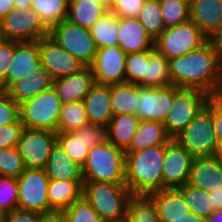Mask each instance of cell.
<instances>
[{"label":"cell","mask_w":222,"mask_h":222,"mask_svg":"<svg viewBox=\"0 0 222 222\" xmlns=\"http://www.w3.org/2000/svg\"><path fill=\"white\" fill-rule=\"evenodd\" d=\"M220 57L207 42L201 48L169 60L172 85L213 96L219 78Z\"/></svg>","instance_id":"obj_1"},{"label":"cell","mask_w":222,"mask_h":222,"mask_svg":"<svg viewBox=\"0 0 222 222\" xmlns=\"http://www.w3.org/2000/svg\"><path fill=\"white\" fill-rule=\"evenodd\" d=\"M166 144L125 152V185L132 195H150L163 189Z\"/></svg>","instance_id":"obj_2"},{"label":"cell","mask_w":222,"mask_h":222,"mask_svg":"<svg viewBox=\"0 0 222 222\" xmlns=\"http://www.w3.org/2000/svg\"><path fill=\"white\" fill-rule=\"evenodd\" d=\"M83 197L105 222H123L130 198L125 184L83 181Z\"/></svg>","instance_id":"obj_3"},{"label":"cell","mask_w":222,"mask_h":222,"mask_svg":"<svg viewBox=\"0 0 222 222\" xmlns=\"http://www.w3.org/2000/svg\"><path fill=\"white\" fill-rule=\"evenodd\" d=\"M125 151L108 141L92 147L83 164V181L125 184Z\"/></svg>","instance_id":"obj_4"},{"label":"cell","mask_w":222,"mask_h":222,"mask_svg":"<svg viewBox=\"0 0 222 222\" xmlns=\"http://www.w3.org/2000/svg\"><path fill=\"white\" fill-rule=\"evenodd\" d=\"M62 105V101L52 86L20 104V120L26 129L57 133Z\"/></svg>","instance_id":"obj_5"},{"label":"cell","mask_w":222,"mask_h":222,"mask_svg":"<svg viewBox=\"0 0 222 222\" xmlns=\"http://www.w3.org/2000/svg\"><path fill=\"white\" fill-rule=\"evenodd\" d=\"M193 158L214 154L217 140L211 114V97L192 122L174 138Z\"/></svg>","instance_id":"obj_6"},{"label":"cell","mask_w":222,"mask_h":222,"mask_svg":"<svg viewBox=\"0 0 222 222\" xmlns=\"http://www.w3.org/2000/svg\"><path fill=\"white\" fill-rule=\"evenodd\" d=\"M207 43V36L188 20L174 27L165 28L154 40V47L168 60L195 51Z\"/></svg>","instance_id":"obj_7"},{"label":"cell","mask_w":222,"mask_h":222,"mask_svg":"<svg viewBox=\"0 0 222 222\" xmlns=\"http://www.w3.org/2000/svg\"><path fill=\"white\" fill-rule=\"evenodd\" d=\"M49 36V28L32 8H14L0 20V38L39 41Z\"/></svg>","instance_id":"obj_8"},{"label":"cell","mask_w":222,"mask_h":222,"mask_svg":"<svg viewBox=\"0 0 222 222\" xmlns=\"http://www.w3.org/2000/svg\"><path fill=\"white\" fill-rule=\"evenodd\" d=\"M49 37L85 66L94 62L97 46L89 29L62 20L49 29Z\"/></svg>","instance_id":"obj_9"},{"label":"cell","mask_w":222,"mask_h":222,"mask_svg":"<svg viewBox=\"0 0 222 222\" xmlns=\"http://www.w3.org/2000/svg\"><path fill=\"white\" fill-rule=\"evenodd\" d=\"M210 98L204 91L175 86V101L163 123L167 134L176 138L196 117Z\"/></svg>","instance_id":"obj_10"},{"label":"cell","mask_w":222,"mask_h":222,"mask_svg":"<svg viewBox=\"0 0 222 222\" xmlns=\"http://www.w3.org/2000/svg\"><path fill=\"white\" fill-rule=\"evenodd\" d=\"M49 180L44 169L26 168L17 178L18 209L55 214L48 203Z\"/></svg>","instance_id":"obj_11"},{"label":"cell","mask_w":222,"mask_h":222,"mask_svg":"<svg viewBox=\"0 0 222 222\" xmlns=\"http://www.w3.org/2000/svg\"><path fill=\"white\" fill-rule=\"evenodd\" d=\"M56 141L55 132L24 128L16 149L26 168L44 169Z\"/></svg>","instance_id":"obj_12"},{"label":"cell","mask_w":222,"mask_h":222,"mask_svg":"<svg viewBox=\"0 0 222 222\" xmlns=\"http://www.w3.org/2000/svg\"><path fill=\"white\" fill-rule=\"evenodd\" d=\"M138 100L134 115L140 121H158L164 123L175 101V86H139Z\"/></svg>","instance_id":"obj_13"},{"label":"cell","mask_w":222,"mask_h":222,"mask_svg":"<svg viewBox=\"0 0 222 222\" xmlns=\"http://www.w3.org/2000/svg\"><path fill=\"white\" fill-rule=\"evenodd\" d=\"M126 53L118 46L97 49L94 62L90 66L97 84L126 83Z\"/></svg>","instance_id":"obj_14"},{"label":"cell","mask_w":222,"mask_h":222,"mask_svg":"<svg viewBox=\"0 0 222 222\" xmlns=\"http://www.w3.org/2000/svg\"><path fill=\"white\" fill-rule=\"evenodd\" d=\"M41 66L55 80L79 72L85 65L49 36L39 40Z\"/></svg>","instance_id":"obj_15"},{"label":"cell","mask_w":222,"mask_h":222,"mask_svg":"<svg viewBox=\"0 0 222 222\" xmlns=\"http://www.w3.org/2000/svg\"><path fill=\"white\" fill-rule=\"evenodd\" d=\"M193 156L176 140L166 144L162 176L163 189H177L188 183Z\"/></svg>","instance_id":"obj_16"},{"label":"cell","mask_w":222,"mask_h":222,"mask_svg":"<svg viewBox=\"0 0 222 222\" xmlns=\"http://www.w3.org/2000/svg\"><path fill=\"white\" fill-rule=\"evenodd\" d=\"M40 67L39 41L14 40V57L6 78L0 83V89L6 91L13 83Z\"/></svg>","instance_id":"obj_17"},{"label":"cell","mask_w":222,"mask_h":222,"mask_svg":"<svg viewBox=\"0 0 222 222\" xmlns=\"http://www.w3.org/2000/svg\"><path fill=\"white\" fill-rule=\"evenodd\" d=\"M94 84L95 80L90 66H85L79 72L53 81V87L63 104L83 101Z\"/></svg>","instance_id":"obj_18"},{"label":"cell","mask_w":222,"mask_h":222,"mask_svg":"<svg viewBox=\"0 0 222 222\" xmlns=\"http://www.w3.org/2000/svg\"><path fill=\"white\" fill-rule=\"evenodd\" d=\"M126 54L151 50L154 40L146 32L138 18L120 17L118 29V44Z\"/></svg>","instance_id":"obj_19"},{"label":"cell","mask_w":222,"mask_h":222,"mask_svg":"<svg viewBox=\"0 0 222 222\" xmlns=\"http://www.w3.org/2000/svg\"><path fill=\"white\" fill-rule=\"evenodd\" d=\"M188 183L205 191L222 188V161L215 155L192 161Z\"/></svg>","instance_id":"obj_20"},{"label":"cell","mask_w":222,"mask_h":222,"mask_svg":"<svg viewBox=\"0 0 222 222\" xmlns=\"http://www.w3.org/2000/svg\"><path fill=\"white\" fill-rule=\"evenodd\" d=\"M89 123L107 126L113 117L111 85L95 83L83 98Z\"/></svg>","instance_id":"obj_21"},{"label":"cell","mask_w":222,"mask_h":222,"mask_svg":"<svg viewBox=\"0 0 222 222\" xmlns=\"http://www.w3.org/2000/svg\"><path fill=\"white\" fill-rule=\"evenodd\" d=\"M53 81L51 75L41 66L13 83L6 91L10 98L20 105L52 87Z\"/></svg>","instance_id":"obj_22"},{"label":"cell","mask_w":222,"mask_h":222,"mask_svg":"<svg viewBox=\"0 0 222 222\" xmlns=\"http://www.w3.org/2000/svg\"><path fill=\"white\" fill-rule=\"evenodd\" d=\"M190 20L208 37L222 21V0H189Z\"/></svg>","instance_id":"obj_23"},{"label":"cell","mask_w":222,"mask_h":222,"mask_svg":"<svg viewBox=\"0 0 222 222\" xmlns=\"http://www.w3.org/2000/svg\"><path fill=\"white\" fill-rule=\"evenodd\" d=\"M83 180H49L47 189L49 206L61 213L83 197Z\"/></svg>","instance_id":"obj_24"},{"label":"cell","mask_w":222,"mask_h":222,"mask_svg":"<svg viewBox=\"0 0 222 222\" xmlns=\"http://www.w3.org/2000/svg\"><path fill=\"white\" fill-rule=\"evenodd\" d=\"M155 203L159 222H172L190 211L177 189H161L148 195Z\"/></svg>","instance_id":"obj_25"},{"label":"cell","mask_w":222,"mask_h":222,"mask_svg":"<svg viewBox=\"0 0 222 222\" xmlns=\"http://www.w3.org/2000/svg\"><path fill=\"white\" fill-rule=\"evenodd\" d=\"M44 170L49 179L83 180L81 167L71 161L58 141L52 146Z\"/></svg>","instance_id":"obj_26"},{"label":"cell","mask_w":222,"mask_h":222,"mask_svg":"<svg viewBox=\"0 0 222 222\" xmlns=\"http://www.w3.org/2000/svg\"><path fill=\"white\" fill-rule=\"evenodd\" d=\"M171 139L162 122L140 121L130 146L125 152L142 151L153 146L167 144Z\"/></svg>","instance_id":"obj_27"},{"label":"cell","mask_w":222,"mask_h":222,"mask_svg":"<svg viewBox=\"0 0 222 222\" xmlns=\"http://www.w3.org/2000/svg\"><path fill=\"white\" fill-rule=\"evenodd\" d=\"M140 119L134 114L114 115L106 126L107 141L126 151L137 131Z\"/></svg>","instance_id":"obj_28"},{"label":"cell","mask_w":222,"mask_h":222,"mask_svg":"<svg viewBox=\"0 0 222 222\" xmlns=\"http://www.w3.org/2000/svg\"><path fill=\"white\" fill-rule=\"evenodd\" d=\"M108 10L96 0H69L65 20L89 29Z\"/></svg>","instance_id":"obj_29"},{"label":"cell","mask_w":222,"mask_h":222,"mask_svg":"<svg viewBox=\"0 0 222 222\" xmlns=\"http://www.w3.org/2000/svg\"><path fill=\"white\" fill-rule=\"evenodd\" d=\"M172 86L169 60L155 47L149 50L144 74V87Z\"/></svg>","instance_id":"obj_30"},{"label":"cell","mask_w":222,"mask_h":222,"mask_svg":"<svg viewBox=\"0 0 222 222\" xmlns=\"http://www.w3.org/2000/svg\"><path fill=\"white\" fill-rule=\"evenodd\" d=\"M139 85L133 83L111 84V107L113 116L135 114Z\"/></svg>","instance_id":"obj_31"},{"label":"cell","mask_w":222,"mask_h":222,"mask_svg":"<svg viewBox=\"0 0 222 222\" xmlns=\"http://www.w3.org/2000/svg\"><path fill=\"white\" fill-rule=\"evenodd\" d=\"M119 16L108 10L89 28L97 49L118 44Z\"/></svg>","instance_id":"obj_32"},{"label":"cell","mask_w":222,"mask_h":222,"mask_svg":"<svg viewBox=\"0 0 222 222\" xmlns=\"http://www.w3.org/2000/svg\"><path fill=\"white\" fill-rule=\"evenodd\" d=\"M87 123L88 117L82 101L63 104L59 113L57 133L74 132Z\"/></svg>","instance_id":"obj_33"},{"label":"cell","mask_w":222,"mask_h":222,"mask_svg":"<svg viewBox=\"0 0 222 222\" xmlns=\"http://www.w3.org/2000/svg\"><path fill=\"white\" fill-rule=\"evenodd\" d=\"M123 222H159L154 201L147 195H133Z\"/></svg>","instance_id":"obj_34"},{"label":"cell","mask_w":222,"mask_h":222,"mask_svg":"<svg viewBox=\"0 0 222 222\" xmlns=\"http://www.w3.org/2000/svg\"><path fill=\"white\" fill-rule=\"evenodd\" d=\"M192 213L206 219L215 209L209 192L189 183L177 188Z\"/></svg>","instance_id":"obj_35"},{"label":"cell","mask_w":222,"mask_h":222,"mask_svg":"<svg viewBox=\"0 0 222 222\" xmlns=\"http://www.w3.org/2000/svg\"><path fill=\"white\" fill-rule=\"evenodd\" d=\"M69 0H31V8L36 10L50 29L66 19Z\"/></svg>","instance_id":"obj_36"},{"label":"cell","mask_w":222,"mask_h":222,"mask_svg":"<svg viewBox=\"0 0 222 222\" xmlns=\"http://www.w3.org/2000/svg\"><path fill=\"white\" fill-rule=\"evenodd\" d=\"M56 136L71 161L82 168L91 149L84 140V133H56Z\"/></svg>","instance_id":"obj_37"},{"label":"cell","mask_w":222,"mask_h":222,"mask_svg":"<svg viewBox=\"0 0 222 222\" xmlns=\"http://www.w3.org/2000/svg\"><path fill=\"white\" fill-rule=\"evenodd\" d=\"M137 18L153 40L165 29L160 0H145Z\"/></svg>","instance_id":"obj_38"},{"label":"cell","mask_w":222,"mask_h":222,"mask_svg":"<svg viewBox=\"0 0 222 222\" xmlns=\"http://www.w3.org/2000/svg\"><path fill=\"white\" fill-rule=\"evenodd\" d=\"M165 28L190 20L189 0H160Z\"/></svg>","instance_id":"obj_39"},{"label":"cell","mask_w":222,"mask_h":222,"mask_svg":"<svg viewBox=\"0 0 222 222\" xmlns=\"http://www.w3.org/2000/svg\"><path fill=\"white\" fill-rule=\"evenodd\" d=\"M60 214L65 222H105L84 197L73 202Z\"/></svg>","instance_id":"obj_40"},{"label":"cell","mask_w":222,"mask_h":222,"mask_svg":"<svg viewBox=\"0 0 222 222\" xmlns=\"http://www.w3.org/2000/svg\"><path fill=\"white\" fill-rule=\"evenodd\" d=\"M149 50L126 54V83H133L144 87V74Z\"/></svg>","instance_id":"obj_41"},{"label":"cell","mask_w":222,"mask_h":222,"mask_svg":"<svg viewBox=\"0 0 222 222\" xmlns=\"http://www.w3.org/2000/svg\"><path fill=\"white\" fill-rule=\"evenodd\" d=\"M26 169L16 147L0 149V176L18 178Z\"/></svg>","instance_id":"obj_42"},{"label":"cell","mask_w":222,"mask_h":222,"mask_svg":"<svg viewBox=\"0 0 222 222\" xmlns=\"http://www.w3.org/2000/svg\"><path fill=\"white\" fill-rule=\"evenodd\" d=\"M0 208L5 212L18 208V185L16 178L0 176Z\"/></svg>","instance_id":"obj_43"},{"label":"cell","mask_w":222,"mask_h":222,"mask_svg":"<svg viewBox=\"0 0 222 222\" xmlns=\"http://www.w3.org/2000/svg\"><path fill=\"white\" fill-rule=\"evenodd\" d=\"M20 120V105L15 103L7 93L0 89V127Z\"/></svg>","instance_id":"obj_44"},{"label":"cell","mask_w":222,"mask_h":222,"mask_svg":"<svg viewBox=\"0 0 222 222\" xmlns=\"http://www.w3.org/2000/svg\"><path fill=\"white\" fill-rule=\"evenodd\" d=\"M145 0H111L109 10L120 17L137 18Z\"/></svg>","instance_id":"obj_45"},{"label":"cell","mask_w":222,"mask_h":222,"mask_svg":"<svg viewBox=\"0 0 222 222\" xmlns=\"http://www.w3.org/2000/svg\"><path fill=\"white\" fill-rule=\"evenodd\" d=\"M23 129L21 120L0 127V149L16 147Z\"/></svg>","instance_id":"obj_46"},{"label":"cell","mask_w":222,"mask_h":222,"mask_svg":"<svg viewBox=\"0 0 222 222\" xmlns=\"http://www.w3.org/2000/svg\"><path fill=\"white\" fill-rule=\"evenodd\" d=\"M74 133H84L85 142L92 148L107 141L106 126L87 123Z\"/></svg>","instance_id":"obj_47"},{"label":"cell","mask_w":222,"mask_h":222,"mask_svg":"<svg viewBox=\"0 0 222 222\" xmlns=\"http://www.w3.org/2000/svg\"><path fill=\"white\" fill-rule=\"evenodd\" d=\"M48 216L49 215L41 212L21 210L17 208L5 213L4 222H44Z\"/></svg>","instance_id":"obj_48"},{"label":"cell","mask_w":222,"mask_h":222,"mask_svg":"<svg viewBox=\"0 0 222 222\" xmlns=\"http://www.w3.org/2000/svg\"><path fill=\"white\" fill-rule=\"evenodd\" d=\"M14 57V40L0 38V83L6 78Z\"/></svg>","instance_id":"obj_49"},{"label":"cell","mask_w":222,"mask_h":222,"mask_svg":"<svg viewBox=\"0 0 222 222\" xmlns=\"http://www.w3.org/2000/svg\"><path fill=\"white\" fill-rule=\"evenodd\" d=\"M211 114L216 139H222V100L211 96Z\"/></svg>","instance_id":"obj_50"},{"label":"cell","mask_w":222,"mask_h":222,"mask_svg":"<svg viewBox=\"0 0 222 222\" xmlns=\"http://www.w3.org/2000/svg\"><path fill=\"white\" fill-rule=\"evenodd\" d=\"M207 42L211 45L213 50L218 54V56L222 57V21L217 26V28L210 33L207 37Z\"/></svg>","instance_id":"obj_51"},{"label":"cell","mask_w":222,"mask_h":222,"mask_svg":"<svg viewBox=\"0 0 222 222\" xmlns=\"http://www.w3.org/2000/svg\"><path fill=\"white\" fill-rule=\"evenodd\" d=\"M209 196H211L214 209H222V188L217 190H210Z\"/></svg>","instance_id":"obj_52"},{"label":"cell","mask_w":222,"mask_h":222,"mask_svg":"<svg viewBox=\"0 0 222 222\" xmlns=\"http://www.w3.org/2000/svg\"><path fill=\"white\" fill-rule=\"evenodd\" d=\"M172 222H205V219L189 211L185 216L172 220Z\"/></svg>","instance_id":"obj_53"},{"label":"cell","mask_w":222,"mask_h":222,"mask_svg":"<svg viewBox=\"0 0 222 222\" xmlns=\"http://www.w3.org/2000/svg\"><path fill=\"white\" fill-rule=\"evenodd\" d=\"M14 9L13 0H0V20Z\"/></svg>","instance_id":"obj_54"},{"label":"cell","mask_w":222,"mask_h":222,"mask_svg":"<svg viewBox=\"0 0 222 222\" xmlns=\"http://www.w3.org/2000/svg\"><path fill=\"white\" fill-rule=\"evenodd\" d=\"M216 99L222 100V57L219 60V78L216 89L214 91L213 96Z\"/></svg>","instance_id":"obj_55"},{"label":"cell","mask_w":222,"mask_h":222,"mask_svg":"<svg viewBox=\"0 0 222 222\" xmlns=\"http://www.w3.org/2000/svg\"><path fill=\"white\" fill-rule=\"evenodd\" d=\"M205 222H222V209L214 210L206 219Z\"/></svg>","instance_id":"obj_56"},{"label":"cell","mask_w":222,"mask_h":222,"mask_svg":"<svg viewBox=\"0 0 222 222\" xmlns=\"http://www.w3.org/2000/svg\"><path fill=\"white\" fill-rule=\"evenodd\" d=\"M14 8H31V0H13Z\"/></svg>","instance_id":"obj_57"},{"label":"cell","mask_w":222,"mask_h":222,"mask_svg":"<svg viewBox=\"0 0 222 222\" xmlns=\"http://www.w3.org/2000/svg\"><path fill=\"white\" fill-rule=\"evenodd\" d=\"M44 222H65V220L60 213H55L49 215Z\"/></svg>","instance_id":"obj_58"},{"label":"cell","mask_w":222,"mask_h":222,"mask_svg":"<svg viewBox=\"0 0 222 222\" xmlns=\"http://www.w3.org/2000/svg\"><path fill=\"white\" fill-rule=\"evenodd\" d=\"M217 140V144L215 147V151L214 154L216 156V158L220 159L222 161V139H216Z\"/></svg>","instance_id":"obj_59"},{"label":"cell","mask_w":222,"mask_h":222,"mask_svg":"<svg viewBox=\"0 0 222 222\" xmlns=\"http://www.w3.org/2000/svg\"><path fill=\"white\" fill-rule=\"evenodd\" d=\"M96 1L102 3V4L105 5L108 9L110 8L111 0H96Z\"/></svg>","instance_id":"obj_60"},{"label":"cell","mask_w":222,"mask_h":222,"mask_svg":"<svg viewBox=\"0 0 222 222\" xmlns=\"http://www.w3.org/2000/svg\"><path fill=\"white\" fill-rule=\"evenodd\" d=\"M5 211L0 208V222H4L5 219Z\"/></svg>","instance_id":"obj_61"}]
</instances>
